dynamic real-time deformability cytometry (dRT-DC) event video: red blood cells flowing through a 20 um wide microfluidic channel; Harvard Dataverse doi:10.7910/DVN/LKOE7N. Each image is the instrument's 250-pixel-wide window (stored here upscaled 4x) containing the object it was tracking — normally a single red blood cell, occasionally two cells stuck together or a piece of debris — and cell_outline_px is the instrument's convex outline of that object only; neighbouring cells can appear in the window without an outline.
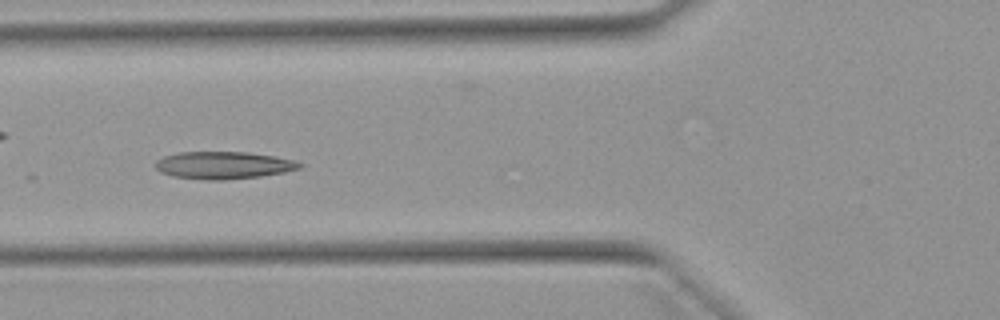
{"species": "Egyptian fruit bat (a non-hibernating species)", "species_latin": "Rousettus aegyptiacus", "temperature_condition": "warm", "stored_images_in_passage": 20, "camera_frame_rate_fps": 3000, "um_per_image_px": 0.085, "animal": {"sex": "female"}, "frame": {"image": 1, "passage_image": 11, "time_ms": 3.333, "image_size_px": [1000, 320], "cell_outline_px": [[304, 164], [300, 168], [284, 172], [260, 176], [224, 180], [204, 180], [172, 176], [160, 172], [156, 168], [156, 160], [164, 156], [180, 152], [248, 152], [272, 156], [292, 160]], "centroid_in_image_um": [18.96, 14.05], "position_along_channel_um": 106.8, "area_um2": 22.89}}
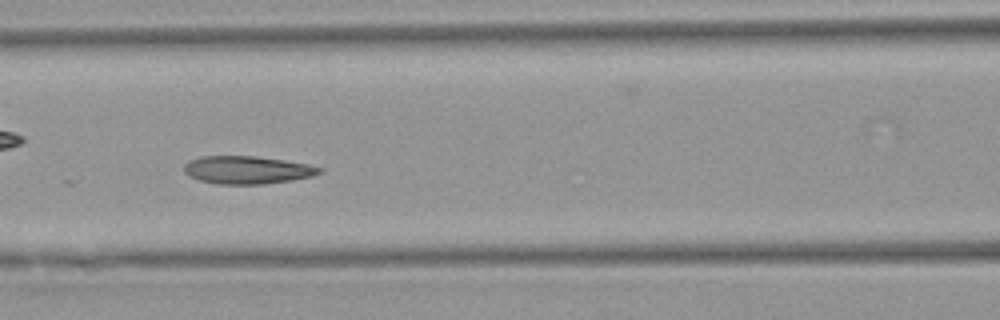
{"frame": {"image": 2, "passage_image": 14, "time_ms": 4.333, "image_size_px": [1000, 320], "cell_outline_px": [[324, 172], [312, 176], [292, 180], [264, 184], [216, 184], [200, 180], [188, 176], [184, 172], [184, 164], [188, 160], [200, 156], [256, 156], [284, 160], [308, 164], [324, 168]], "centroid_in_image_um": [21.01, 14.44], "position_along_channel_um": 145.6, "area_um2": 22.2}}